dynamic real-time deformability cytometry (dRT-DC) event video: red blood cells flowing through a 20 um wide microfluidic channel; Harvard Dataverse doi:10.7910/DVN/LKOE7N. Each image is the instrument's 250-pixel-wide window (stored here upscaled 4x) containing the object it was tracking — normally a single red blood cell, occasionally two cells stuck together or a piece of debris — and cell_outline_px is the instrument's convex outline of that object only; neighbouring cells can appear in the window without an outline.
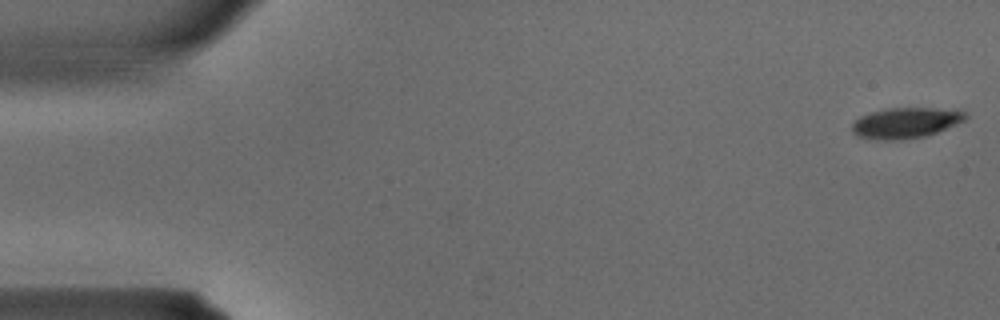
{"species": "common noctule bat (a hibernating species)", "species_latin": "Nyctalus noctula", "temperature_condition": "warm", "stored_images_in_passage": 36, "camera_frame_rate_fps": 3000, "um_per_image_px": 0.085, "animal": {"sex": "male", "body_mass_g": 15.6}, "frame": {"image": 1, "passage_image": 1, "time_ms": 0.0, "image_size_px": [1000, 320], "cell_outline_px": [[968, 116], [964, 120], [956, 124], [936, 132], [924, 136], [900, 140], [880, 140], [856, 136], [852, 132], [852, 124], [860, 116], [884, 108], [956, 108], [968, 112]], "centroid_in_image_um": [77.01, 10.42], "position_along_channel_um": 8.0, "area_um2": 20.46}}
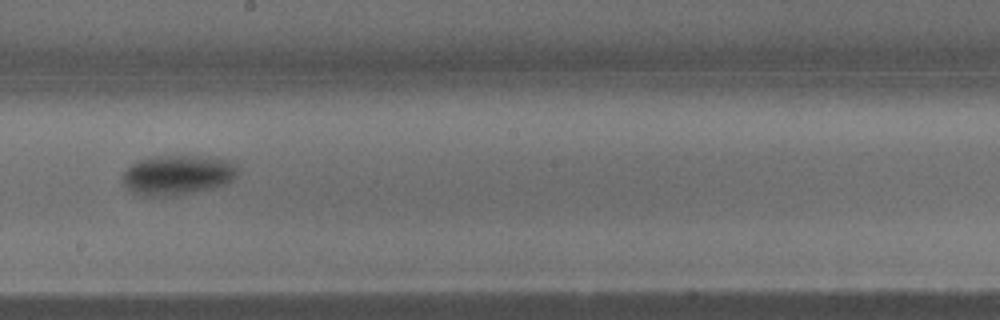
{"frame": {"image": 2, "passage_image": 20, "time_ms": 6.333, "image_size_px": [1000, 320], "cell_outline_px": [[240, 172], [228, 184], [212, 188], [192, 192], [164, 196], [144, 196], [132, 192], [124, 184], [124, 172], [132, 164], [140, 160], [156, 156], [208, 156], [228, 160]], "centroid_in_image_um": [15.13, 14.87], "position_along_channel_um": 233.1, "area_um2": 26.47}}
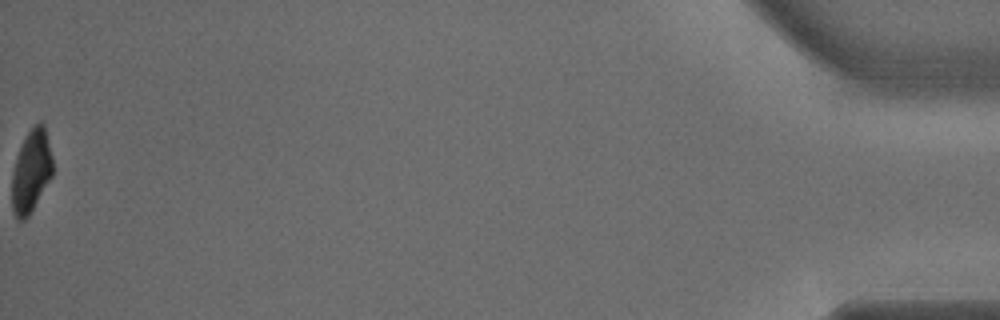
{"frame": {"image": 3, "passage_image": 36, "time_ms": 11.667, "image_size_px": [1000, 320], "cell_outline_px": [[52, 176], [28, 216], [24, 220], [16, 220], [12, 208], [12, 172], [16, 156], [24, 136], [40, 120], [44, 120], [52, 156]], "centroid_in_image_um": [2.65, 14.51], "position_along_channel_um": 432.6, "area_um2": 19.77}}